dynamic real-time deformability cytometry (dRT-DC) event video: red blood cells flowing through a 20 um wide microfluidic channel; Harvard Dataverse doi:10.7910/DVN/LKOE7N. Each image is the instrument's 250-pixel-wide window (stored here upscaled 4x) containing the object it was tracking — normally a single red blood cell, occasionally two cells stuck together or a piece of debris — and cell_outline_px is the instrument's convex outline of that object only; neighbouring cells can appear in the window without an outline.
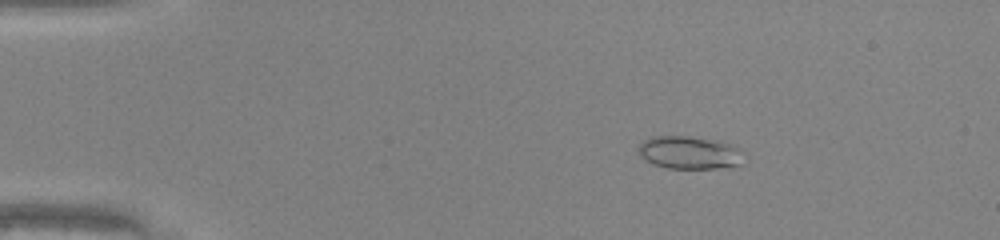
{"species": "common noctule bat (a hibernating species)", "species_latin": "Nyctalus noctula", "temperature_condition": "warm", "stored_images_in_passage": 50, "camera_frame_rate_fps": 3000, "um_per_image_px": 0.085, "animal": {"sex": "male", "body_mass_g": 20.0, "forearm_length_mm": 53.3}, "frame": {"image": 1, "passage_image": 9, "time_ms": 2.667, "image_size_px": [1000, 240], "cell_outline_px": [[744, 164], [716, 168], [668, 168], [652, 164], [644, 160], [640, 156], [640, 144], [644, 140], [652, 136], [688, 136], [720, 140], [732, 144], [736, 148]], "centroid_in_image_um": [58.57, 12.96], "position_along_channel_um": 26.4, "area_um2": 20.06}}
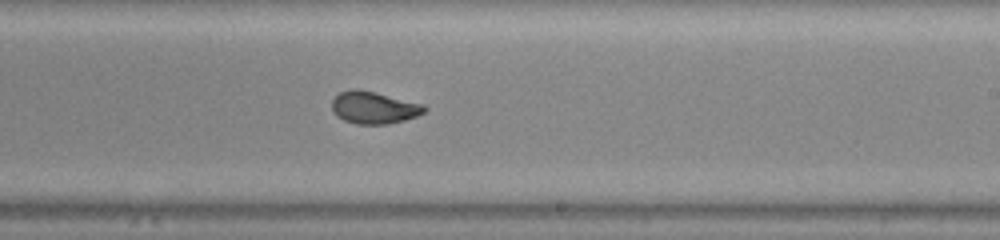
{"frame": {"image": 2, "passage_image": 31, "time_ms": 10.0, "image_size_px": [1000, 240], "cell_outline_px": [[428, 108], [424, 112], [416, 116], [404, 120], [388, 124], [356, 124], [344, 120], [336, 116], [332, 108], [332, 100], [340, 92], [352, 88], [356, 88], [376, 92], [424, 104]], "centroid_in_image_um": [31.78, 9.14], "position_along_channel_um": 257.2, "area_um2": 17.46}}
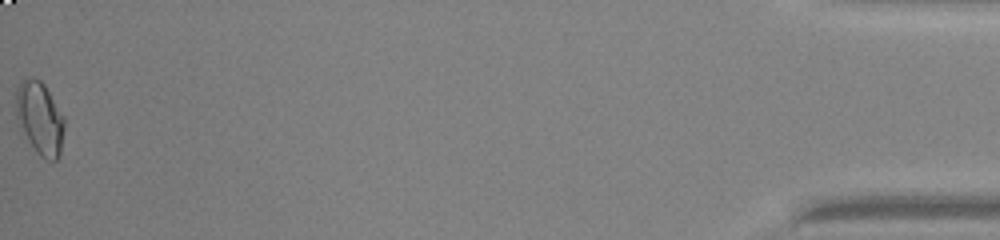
{"frame": {"image": 3, "passage_image": 50, "time_ms": 16.333, "image_size_px": [1000, 240], "cell_outline_px": [[64, 128], [60, 156], [56, 160], [48, 160], [40, 156], [36, 152], [20, 132], [16, 116], [16, 88], [20, 80], [32, 76], [40, 80], [44, 84], [64, 116]], "centroid_in_image_um": [3.36, 10.04], "position_along_channel_um": 431.8, "area_um2": 20.98}}